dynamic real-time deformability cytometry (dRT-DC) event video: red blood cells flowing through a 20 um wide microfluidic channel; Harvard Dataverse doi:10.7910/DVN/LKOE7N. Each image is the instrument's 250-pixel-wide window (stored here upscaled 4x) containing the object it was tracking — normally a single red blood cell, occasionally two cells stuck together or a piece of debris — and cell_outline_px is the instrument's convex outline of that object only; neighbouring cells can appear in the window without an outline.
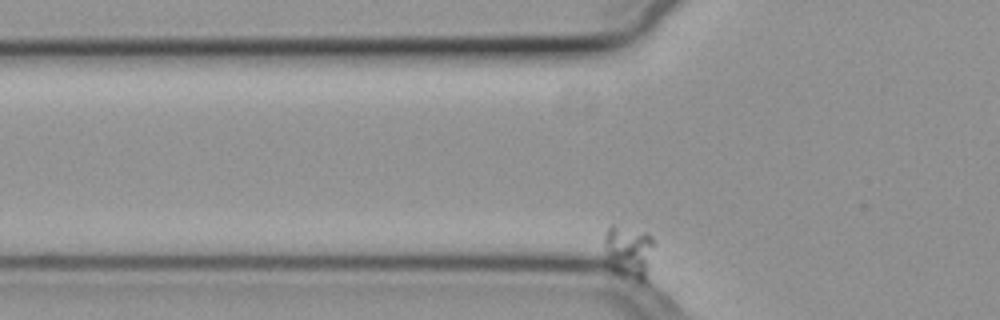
{"species": "common noctule bat (a hibernating species)", "species_latin": "Nyctalus noctula", "temperature_condition": "cold", "stored_images_in_passage": 36, "camera_frame_rate_fps": 3000, "um_per_image_px": 0.085, "animal": {"sex": "female", "body_mass_g": 19.3, "forearm_length_mm": 54.1}, "frame": {"image": 1, "passage_image": 2, "time_ms": 0.333, "image_size_px": [1000, 320], "cell_outline_px": [[656, 244], [644, 280], [636, 280], [616, 272], [604, 264], [604, 236], [608, 228], [612, 224], [648, 232], [656, 240]], "centroid_in_image_um": [53.42, 21.35], "position_along_channel_um": 72.4, "area_um2": 15.84}}
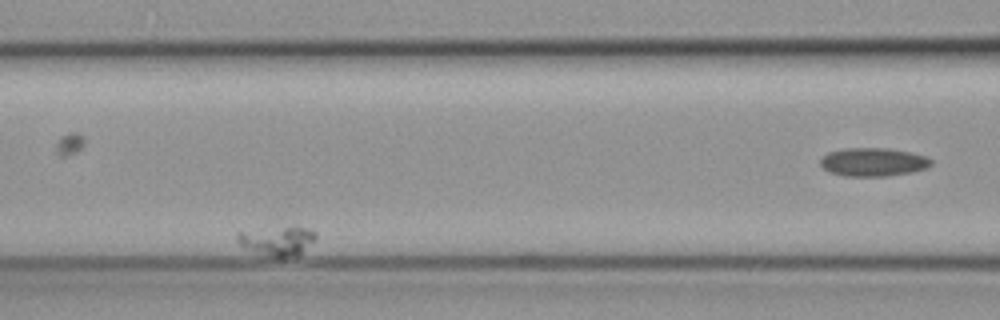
{"frame": {"image": 2, "passage_image": 15, "time_ms": 4.667, "image_size_px": [1000, 320], "cell_outline_px": [[316, 240], [296, 256], [280, 260], [276, 260], [244, 248], [236, 240], [236, 232], [284, 228], [304, 228], [316, 232]], "centroid_in_image_um": [23.55, 20.55], "position_along_channel_um": 143.0, "area_um2": 13.35}}
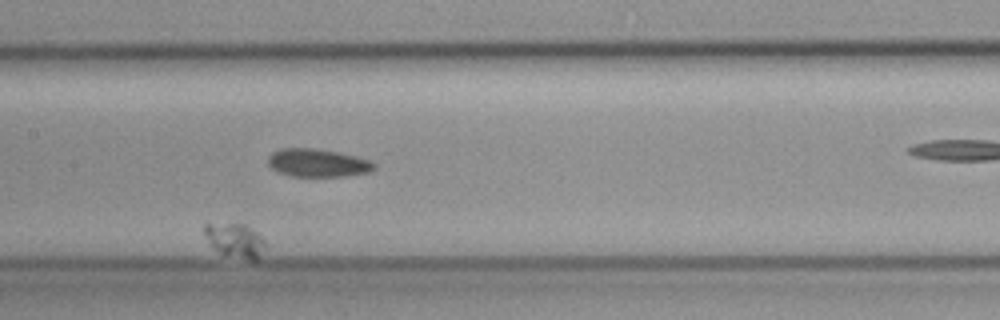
{"frame": {"image": 3, "passage_image": 22, "time_ms": 7.0, "image_size_px": [1000, 320], "cell_outline_px": [[268, 244], [256, 260], [248, 260], [220, 252], [212, 248], [204, 232], [204, 224], [248, 224]], "centroid_in_image_um": [20.02, 20.42], "position_along_channel_um": 187.4, "area_um2": 11.96}}